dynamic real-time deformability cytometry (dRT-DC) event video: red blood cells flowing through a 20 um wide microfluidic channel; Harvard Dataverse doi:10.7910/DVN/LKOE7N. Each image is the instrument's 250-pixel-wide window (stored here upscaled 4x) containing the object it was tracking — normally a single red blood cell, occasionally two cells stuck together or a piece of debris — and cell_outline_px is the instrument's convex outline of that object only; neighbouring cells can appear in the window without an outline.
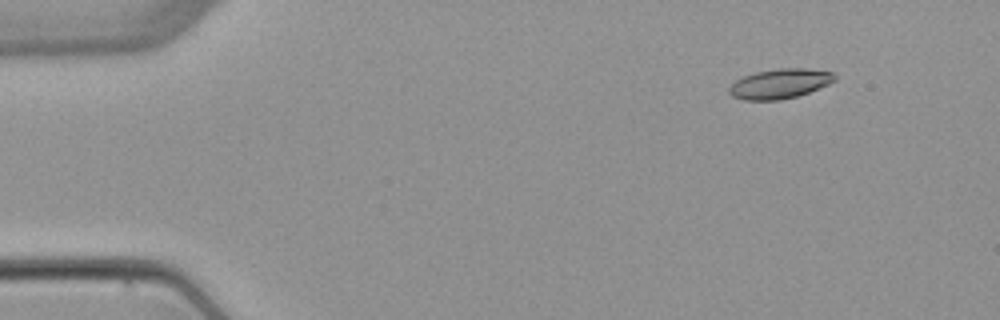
{"species": "common noctule bat (a hibernating species)", "species_latin": "Nyctalus noctula", "temperature_condition": "warm", "stored_images_in_passage": 6, "camera_frame_rate_fps": 3000, "um_per_image_px": 0.085, "animal": {"sex": "female", "body_mass_g": 22.7, "forearm_length_mm": 54.2}, "frame": {"image": 1, "passage_image": 1, "time_ms": 0.0, "image_size_px": [1000, 320], "cell_outline_px": [[836, 80], [828, 84], [808, 92], [796, 96], [780, 100], [744, 100], [732, 96], [728, 92], [728, 88], [736, 80], [744, 76], [756, 72], [780, 68], [808, 68], [832, 72], [836, 76]], "centroid_in_image_um": [66.28, 7.11], "position_along_channel_um": 18.7, "area_um2": 18.21}}
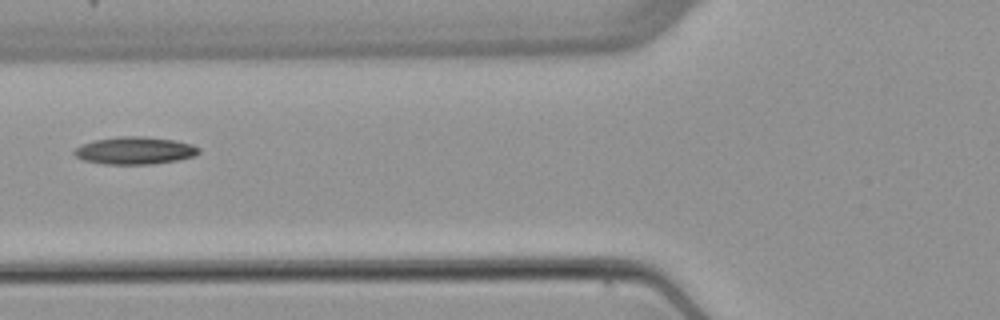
{"frame": {"image": 2, "passage_image": 5, "time_ms": 5.0, "image_size_px": [1000, 320], "cell_outline_px": [[200, 152], [196, 156], [180, 160], [152, 164], [104, 164], [84, 160], [76, 156], [72, 152], [76, 148], [84, 144], [96, 140], [116, 136], [144, 136], [176, 140], [192, 144], [200, 148]], "centroid_in_image_um": [11.52, 12.79], "position_along_channel_um": 114.3, "area_um2": 20.06}}
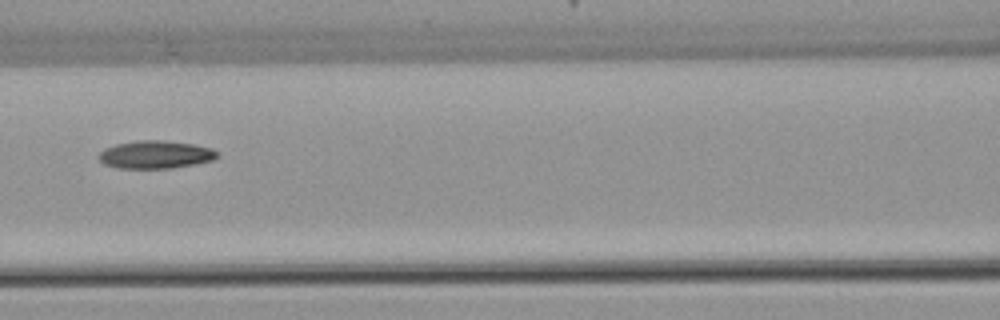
{"frame": {"image": 3, "passage_image": 6, "time_ms": 6.0, "image_size_px": [1000, 320], "cell_outline_px": [[220, 156], [212, 160], [196, 164], [172, 168], [116, 168], [104, 164], [96, 156], [104, 148], [116, 144], [140, 140], [160, 140], [192, 144], [212, 148]], "centroid_in_image_um": [13.19, 13.14], "position_along_channel_um": 153.4, "area_um2": 19.25}}